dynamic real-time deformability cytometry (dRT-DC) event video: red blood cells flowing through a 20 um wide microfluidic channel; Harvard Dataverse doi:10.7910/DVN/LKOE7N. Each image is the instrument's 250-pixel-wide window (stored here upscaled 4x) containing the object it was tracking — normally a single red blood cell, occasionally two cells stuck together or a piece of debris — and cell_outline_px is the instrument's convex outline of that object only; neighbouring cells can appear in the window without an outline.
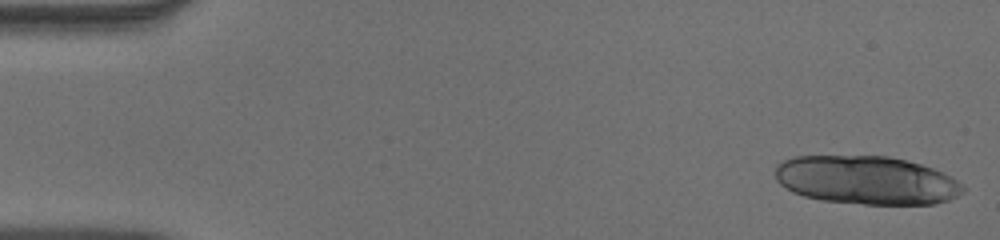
{"species": "human", "species_latin": "Homo sapiens", "temperature_condition": "warm", "stored_images_in_passage": 50, "camera_frame_rate_fps": 3000, "um_per_image_px": 0.085, "donor": {"sex": "male"}, "frame": {"image": 1, "passage_image": 1, "time_ms": 0.0, "image_size_px": [1000, 240], "cell_outline_px": [[964, 192], [948, 200], [932, 204], [864, 204], [820, 200], [804, 196], [792, 192], [780, 184], [776, 180], [776, 164], [792, 156], [888, 156], [920, 164], [932, 168], [956, 180], [964, 188]], "centroid_in_image_um": [73.59, 15.31], "position_along_channel_um": 11.4, "area_um2": 52.83}}
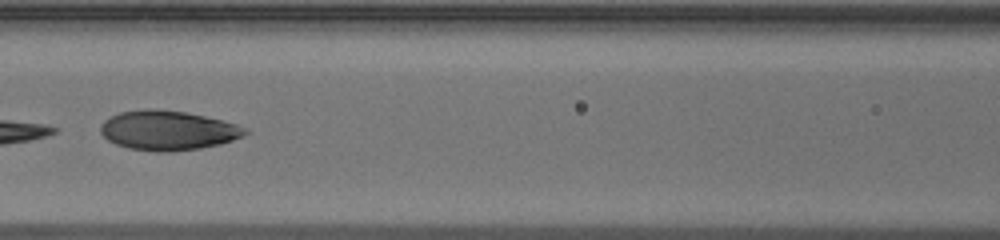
{"frame": {"image": 2, "passage_image": 23, "time_ms": 7.333, "image_size_px": [1000, 240], "cell_outline_px": [[248, 132], [244, 136], [220, 144], [200, 148], [172, 152], [156, 152], [128, 148], [116, 144], [108, 140], [100, 132], [100, 124], [104, 120], [120, 112], [144, 108], [152, 108], [184, 112], [204, 116], [236, 124], [248, 128]], "centroid_in_image_um": [14.26, 11.09], "position_along_channel_um": 152.3, "area_um2": 33.41}}
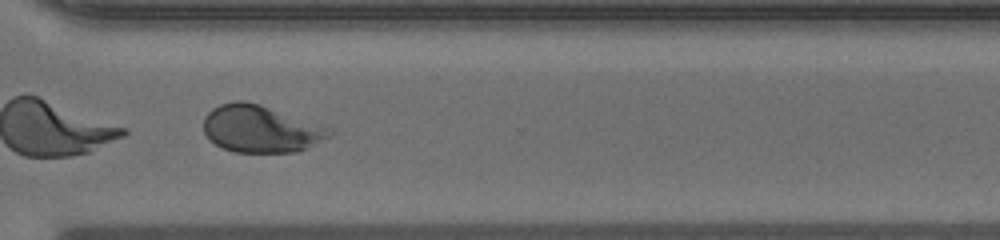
{"frame": {"image": 3, "passage_image": 38, "time_ms": 12.333, "image_size_px": [1000, 240], "cell_outline_px": [[336, 132], [332, 136], [308, 148], [296, 152], [236, 152], [224, 148], [208, 140], [204, 132], [204, 116], [212, 108], [220, 104], [236, 100], [244, 100], [260, 104]], "centroid_in_image_um": [22.11, 10.96], "position_along_channel_um": 348.5, "area_um2": 34.22}, "authors_computed_cell_mechanics": {"area_um2": 35.836, "velocity_mm_per_s": 3.9235, "shape_relaxation_time_tau1_ms": 7.3211, "shape_relaxation_time_tau2_ms": 1.5888, "deformation_change_tau1": 0.2062, "deformation_change_tau2": 0.0613}}